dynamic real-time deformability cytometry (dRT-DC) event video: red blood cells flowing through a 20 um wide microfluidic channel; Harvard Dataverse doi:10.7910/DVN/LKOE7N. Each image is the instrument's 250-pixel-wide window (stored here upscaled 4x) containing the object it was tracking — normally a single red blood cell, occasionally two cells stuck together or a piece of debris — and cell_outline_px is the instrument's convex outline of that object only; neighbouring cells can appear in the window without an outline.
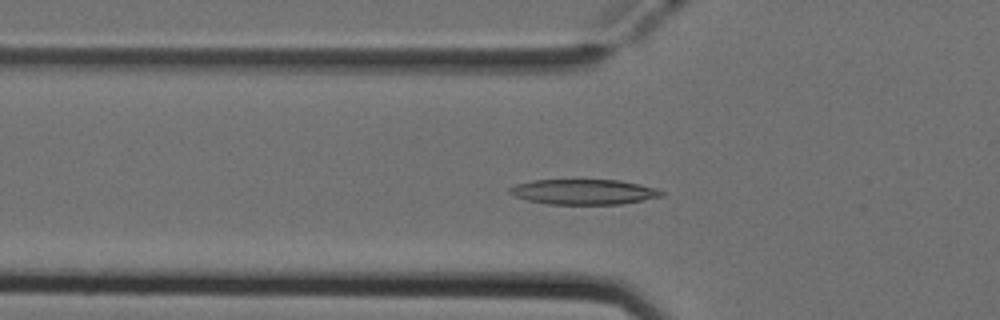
{"species": "Egyptian fruit bat (a non-hibernating species)", "species_latin": "Rousettus aegyptiacus", "temperature_condition": "cold", "stored_images_in_passage": 47, "camera_frame_rate_fps": 3000, "um_per_image_px": 0.085, "animal": {"sex": "female"}, "frame": {"image": 1, "passage_image": 13, "time_ms": 4.0, "image_size_px": [1000, 320], "cell_outline_px": [[664, 196], [620, 204], [548, 204], [528, 200], [512, 196], [508, 192], [508, 188], [516, 184], [532, 180], [620, 180], [640, 184], [656, 188], [664, 192]], "centroid_in_image_um": [49.59, 16.3], "position_along_channel_um": 76.2, "area_um2": 22.37}}
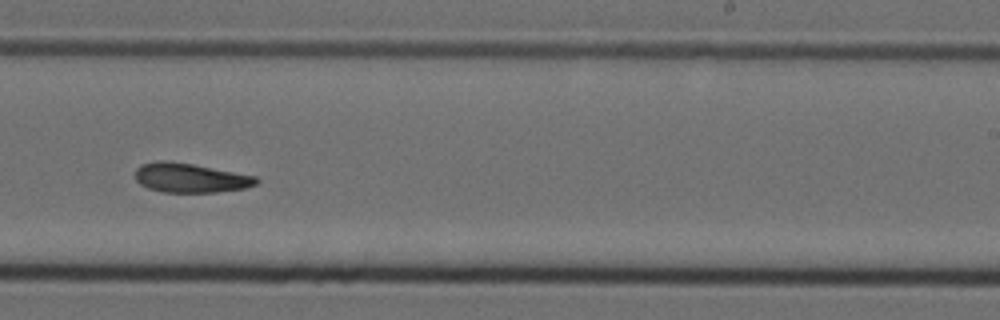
{"frame": {"image": 2, "passage_image": 28, "time_ms": 9.0, "image_size_px": [1000, 320], "cell_outline_px": [[260, 180], [256, 184], [244, 188], [216, 192], [164, 192], [148, 188], [140, 184], [136, 180], [136, 168], [140, 164], [156, 160], [164, 160], [192, 164], [256, 176]], "centroid_in_image_um": [16.15, 15.11], "position_along_channel_um": 272.9, "area_um2": 20.63}}
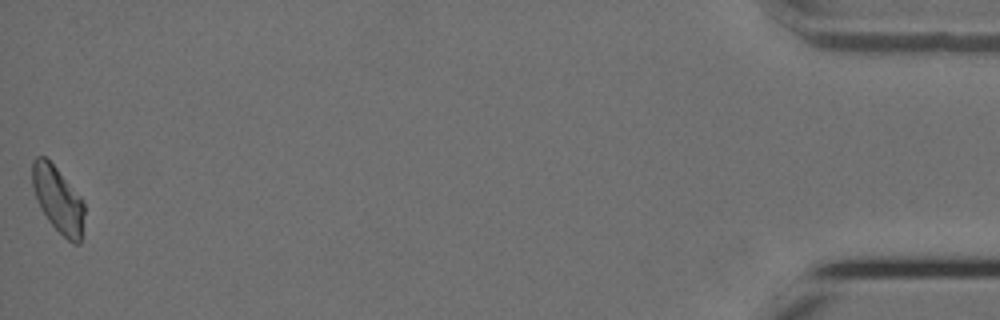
{"frame": {"image": 3, "passage_image": 47, "time_ms": 15.333, "image_size_px": [1000, 320], "cell_outline_px": [[84, 212], [80, 244], [72, 244], [48, 220], [40, 208], [36, 200], [32, 184], [32, 160], [36, 156], [44, 156], [56, 168], [84, 200]], "centroid_in_image_um": [4.92, 16.96], "position_along_channel_um": 430.3, "area_um2": 19.88}}